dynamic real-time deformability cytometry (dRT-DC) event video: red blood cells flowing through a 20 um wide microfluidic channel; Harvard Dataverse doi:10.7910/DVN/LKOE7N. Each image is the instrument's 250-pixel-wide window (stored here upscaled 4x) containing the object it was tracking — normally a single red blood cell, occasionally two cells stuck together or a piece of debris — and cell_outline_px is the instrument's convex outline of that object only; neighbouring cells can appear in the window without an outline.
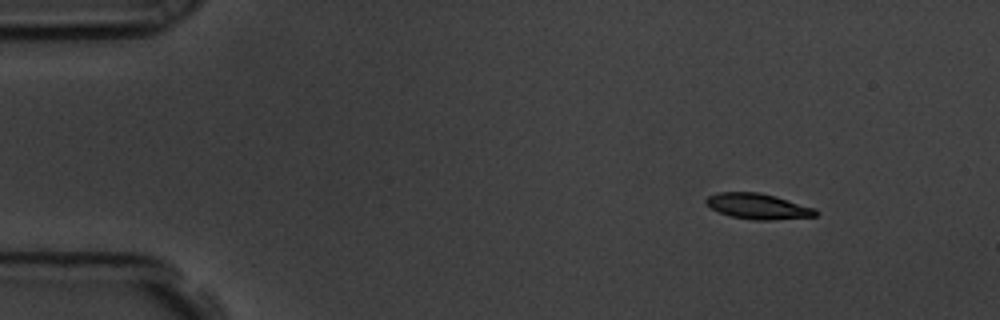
{"species": "common noctule bat (a hibernating species)", "species_latin": "Nyctalus noctula", "temperature_condition": "room temperature", "stored_images_in_passage": 51, "camera_frame_rate_fps": 3000, "um_per_image_px": 0.085, "animal": {"sex": "male", "body_mass_g": 19.5, "forearm_length_mm": 54.6}, "frame": {"image": 1, "passage_image": 1, "time_ms": 0.0, "image_size_px": [1000, 320], "cell_outline_px": [[820, 212], [816, 216], [772, 220], [752, 220], [732, 216], [720, 212], [712, 208], [704, 200], [708, 196], [716, 192], [760, 192], [776, 196], [816, 208]], "centroid_in_image_um": [64.47, 17.53], "position_along_channel_um": 20.5, "area_um2": 16.42}}
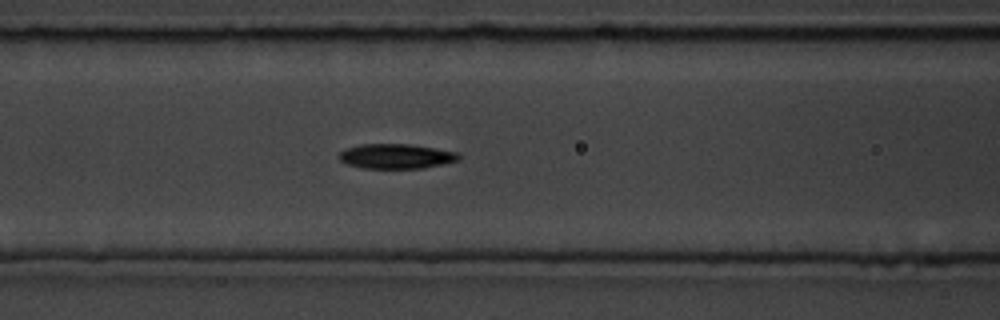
{"frame": {"image": 2, "passage_image": 18, "time_ms": 5.667, "image_size_px": [1000, 320], "cell_outline_px": [[460, 160], [424, 168], [364, 168], [348, 164], [340, 160], [336, 156], [344, 148], [360, 144], [408, 144], [460, 152]], "centroid_in_image_um": [33.66, 13.27], "position_along_channel_um": 132.9, "area_um2": 17.4}}
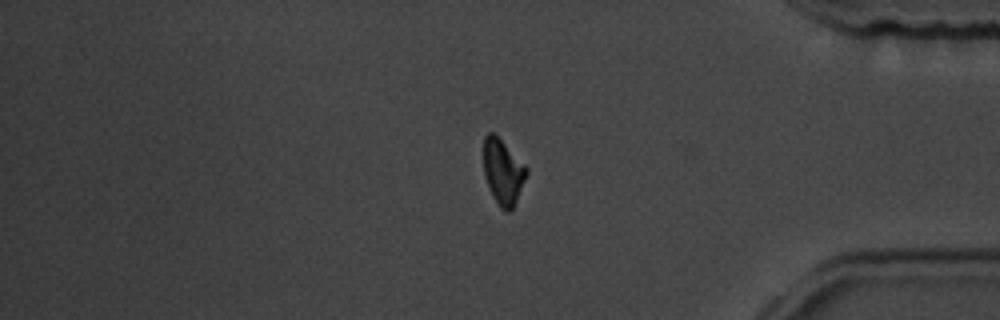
{"frame": {"image": 3, "passage_image": 42, "time_ms": 13.667, "image_size_px": [1000, 320], "cell_outline_px": [[528, 172], [516, 200], [512, 208], [508, 212], [504, 212], [500, 208], [492, 196], [484, 176], [484, 136], [488, 132], [492, 132], [528, 168]], "centroid_in_image_um": [42.73, 14.64], "position_along_channel_um": 392.5, "area_um2": 16.01}, "authors_computed_cell_mechanics": {"area_um2": 16.762, "velocity_mm_per_s": 3.5536, "shape_relaxation_time_tau1_ms": 2.7102, "shape_relaxation_time_tau2_ms": 7.4412, "deformation_change_tau1": 0.1575, "deformation_change_tau2": 0.1451}}